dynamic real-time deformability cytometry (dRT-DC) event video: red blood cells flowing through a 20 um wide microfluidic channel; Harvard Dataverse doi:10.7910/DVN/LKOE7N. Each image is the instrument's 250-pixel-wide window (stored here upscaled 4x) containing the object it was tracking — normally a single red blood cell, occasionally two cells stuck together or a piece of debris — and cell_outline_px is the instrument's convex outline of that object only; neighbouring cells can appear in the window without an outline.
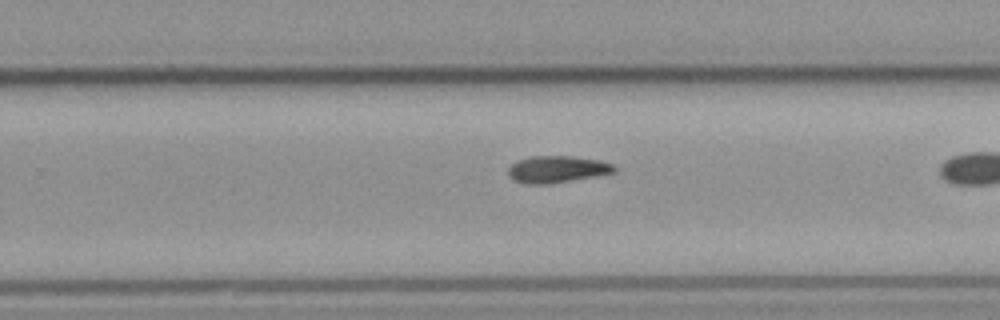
{"species": "common noctule bat (a hibernating species)", "species_latin": "Nyctalus noctula", "temperature_condition": "cold", "stored_images_in_passage": 27, "camera_frame_rate_fps": 3000, "um_per_image_px": 0.085, "animal": {"sex": "male", "body_mass_g": 23.1, "forearm_length_mm": 52.7}, "frame": {"image": 1, "passage_image": 20, "time_ms": 6.333, "image_size_px": [1000, 320], "cell_outline_px": [[616, 172], [596, 176], [548, 184], [528, 184], [512, 180], [508, 176], [508, 168], [512, 164], [520, 160], [532, 156], [572, 156], [596, 160], [612, 164], [616, 168]], "centroid_in_image_um": [47.33, 14.4], "position_along_channel_um": 282.5, "area_um2": 16.47}}
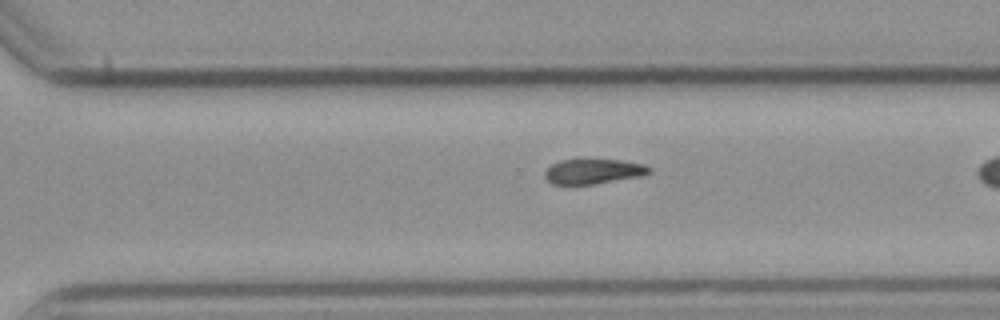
{"frame": {"image": 2, "passage_image": 23, "time_ms": 7.333, "image_size_px": [1000, 320], "cell_outline_px": [[652, 172], [640, 176], [596, 184], [552, 184], [544, 176], [544, 172], [552, 164], [560, 160], [620, 160], [644, 164], [652, 168]], "centroid_in_image_um": [50.45, 14.57], "position_along_channel_um": 320.1, "area_um2": 15.09}}